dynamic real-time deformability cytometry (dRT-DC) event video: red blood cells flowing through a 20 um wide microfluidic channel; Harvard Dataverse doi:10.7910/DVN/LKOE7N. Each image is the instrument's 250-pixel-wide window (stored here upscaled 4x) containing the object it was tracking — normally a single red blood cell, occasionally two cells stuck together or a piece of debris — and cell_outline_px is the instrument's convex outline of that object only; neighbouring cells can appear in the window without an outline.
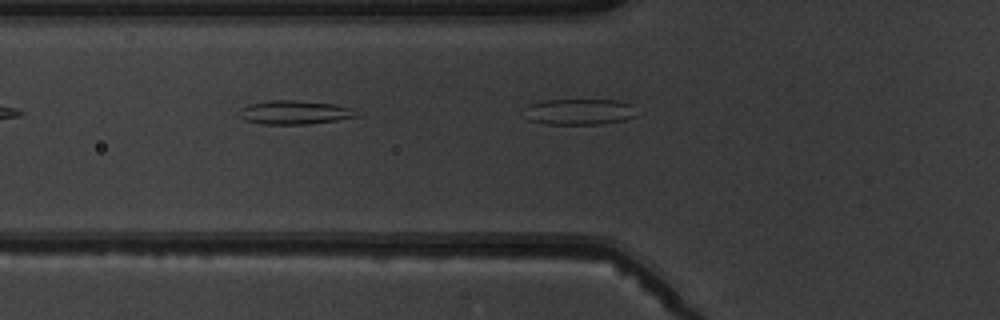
{"species": "common noctule bat (a hibernating species)", "species_latin": "Nyctalus noctula", "temperature_condition": "warm", "stored_images_in_passage": 3, "camera_frame_rate_fps": 3000, "um_per_image_px": 0.085, "animal": {"sex": "male", "body_mass_g": 19.5, "forearm_length_mm": 54.6}, "frame": {"image": 1, "passage_image": 3, "time_ms": 2.333, "image_size_px": [1000, 320], "cell_outline_px": [[636, 116], [624, 120], [600, 124], [544, 124], [528, 120], [524, 108], [528, 104], [544, 100], [620, 100], [632, 104]], "centroid_in_image_um": [49.22, 9.5], "position_along_channel_um": 76.6, "area_um2": 17.17}}